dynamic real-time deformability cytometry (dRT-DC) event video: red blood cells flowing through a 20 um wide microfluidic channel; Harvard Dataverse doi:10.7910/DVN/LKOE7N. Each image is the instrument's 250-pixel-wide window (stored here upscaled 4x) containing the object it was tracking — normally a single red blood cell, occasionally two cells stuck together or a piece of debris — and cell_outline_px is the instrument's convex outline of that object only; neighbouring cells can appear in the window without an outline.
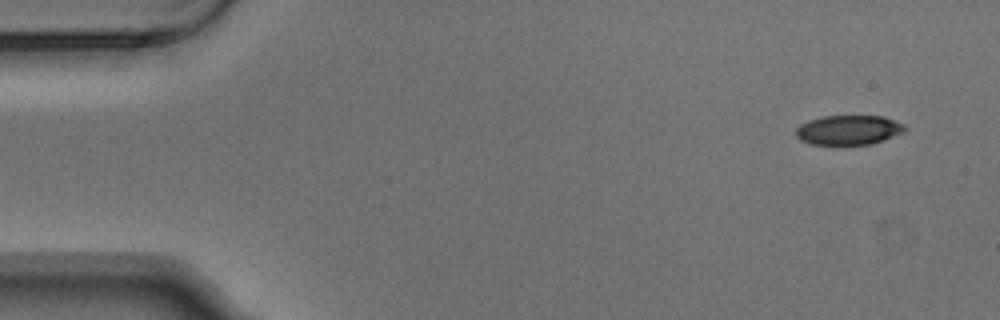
{"species": "Egyptian fruit bat (a non-hibernating species)", "species_latin": "Rousettus aegyptiacus", "temperature_condition": "warm", "stored_images_in_passage": 3, "camera_frame_rate_fps": 3000, "um_per_image_px": 0.085, "animal": {"sex": "male"}, "frame": {"image": 1, "passage_image": 1, "time_ms": 0.0, "image_size_px": [1000, 320], "cell_outline_px": [[908, 128], [904, 132], [872, 144], [812, 144], [800, 140], [796, 136], [796, 128], [800, 124], [808, 120], [824, 116], [884, 116], [904, 124]], "centroid_in_image_um": [72.14, 11.04], "position_along_channel_um": 12.9, "area_um2": 18.79}}